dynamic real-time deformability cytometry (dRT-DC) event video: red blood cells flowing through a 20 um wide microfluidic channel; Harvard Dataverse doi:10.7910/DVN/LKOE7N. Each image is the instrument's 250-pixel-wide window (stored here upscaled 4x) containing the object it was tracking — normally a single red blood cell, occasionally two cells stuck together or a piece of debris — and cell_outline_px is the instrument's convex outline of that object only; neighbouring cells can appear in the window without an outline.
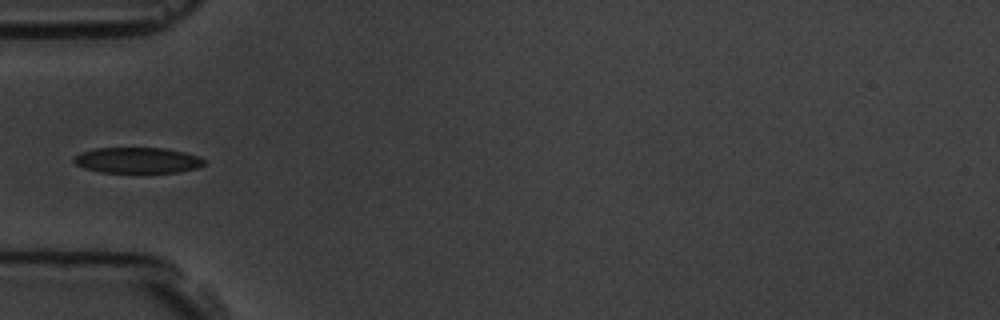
{"species": "common noctule bat (a hibernating species)", "species_latin": "Nyctalus noctula", "temperature_condition": "room temperature", "stored_images_in_passage": 7, "camera_frame_rate_fps": 3000, "um_per_image_px": 0.085, "animal": {"sex": "male", "body_mass_g": 19.5, "forearm_length_mm": 54.6}, "frame": {"image": 1, "passage_image": 6, "time_ms": 5.667, "image_size_px": [1000, 320], "cell_outline_px": [[204, 164], [196, 168], [176, 172], [100, 172], [84, 168], [76, 164], [72, 160], [80, 152], [96, 148], [164, 148], [184, 152], [196, 156], [204, 160]], "centroid_in_image_um": [11.64, 13.62], "position_along_channel_um": 73.4, "area_um2": 19.31}}
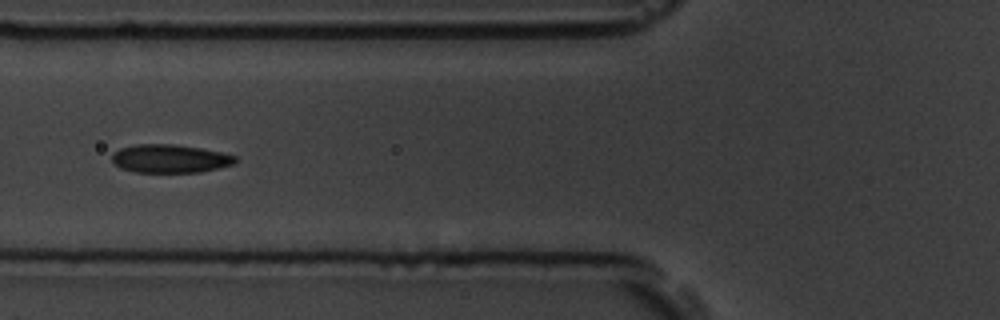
{"frame": {"image": 2, "passage_image": 7, "time_ms": 6.667, "image_size_px": [1000, 320], "cell_outline_px": [[236, 160], [232, 164], [200, 172], [136, 172], [120, 168], [112, 160], [112, 152], [120, 148], [136, 144], [172, 144], [200, 148], [224, 152], [236, 156]], "centroid_in_image_um": [14.42, 13.47], "position_along_channel_um": 111.4, "area_um2": 20.29}}